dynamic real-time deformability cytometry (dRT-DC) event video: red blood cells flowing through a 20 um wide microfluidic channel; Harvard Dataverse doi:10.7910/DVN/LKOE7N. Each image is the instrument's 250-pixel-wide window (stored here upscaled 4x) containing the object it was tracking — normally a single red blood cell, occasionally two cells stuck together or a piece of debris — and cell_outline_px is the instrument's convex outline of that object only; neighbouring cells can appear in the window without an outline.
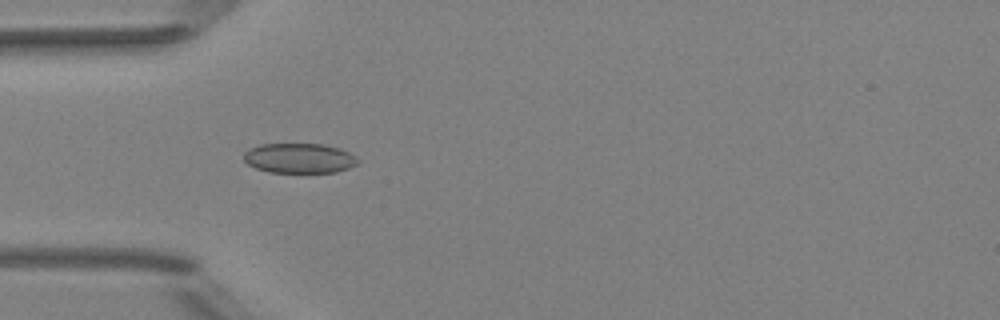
{"species": "Egyptian fruit bat (a non-hibernating species)", "species_latin": "Rousettus aegyptiacus", "temperature_condition": "room temperature", "stored_images_in_passage": 47, "camera_frame_rate_fps": 3000, "um_per_image_px": 0.085, "animal": {"sex": "female"}, "frame": {"image": 1, "passage_image": 12, "time_ms": 3.667, "image_size_px": [1000, 320], "cell_outline_px": [[360, 160], [356, 164], [348, 168], [336, 172], [268, 172], [256, 168], [248, 164], [244, 160], [244, 152], [248, 148], [260, 144], [324, 144], [340, 148], [356, 156]], "centroid_in_image_um": [25.43, 13.44], "position_along_channel_um": 59.6, "area_um2": 19.94}}
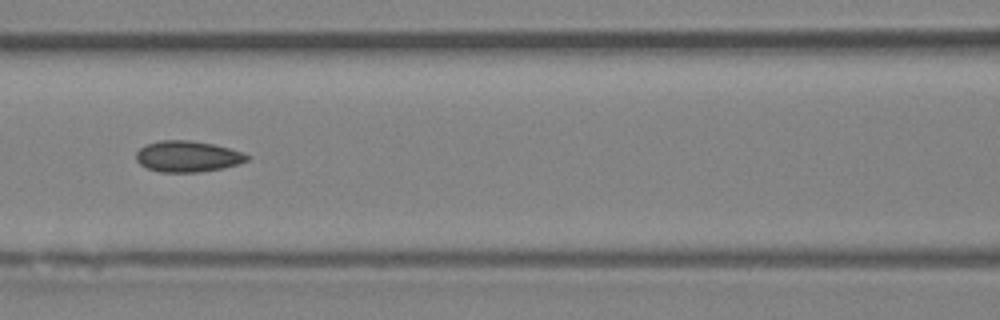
{"frame": {"image": 2, "passage_image": 19, "time_ms": 6.0, "image_size_px": [1000, 320], "cell_outline_px": [[248, 160], [224, 168], [196, 172], [160, 172], [148, 168], [140, 164], [136, 160], [136, 152], [144, 144], [160, 140], [192, 140], [212, 144], [228, 148], [240, 152], [248, 156]], "centroid_in_image_um": [15.88, 13.29], "position_along_channel_um": 150.7, "area_um2": 19.94}}
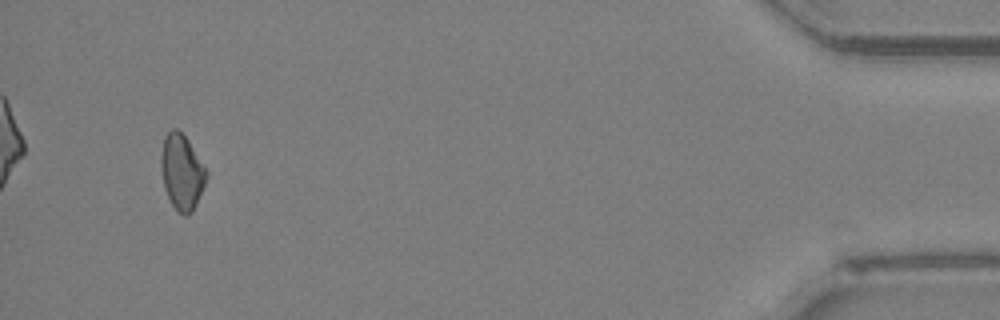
{"frame": {"image": 3, "passage_image": 45, "time_ms": 14.667, "image_size_px": [1000, 320], "cell_outline_px": [[208, 176], [196, 204], [192, 212], [184, 216], [176, 212], [164, 188], [160, 168], [160, 156], [164, 136], [172, 128], [176, 128], [188, 140], [208, 172]], "centroid_in_image_um": [15.43, 14.63], "position_along_channel_um": 419.8, "area_um2": 20.0}, "authors_computed_cell_mechanics": {"area_um2": 19.941, "velocity_mm_per_s": 4.016, "shape_relaxation_time_tau1_ms": null, "shape_relaxation_time_tau2_ms": 6.7583, "deformation_change_tau1": null, "deformation_change_tau2": 0.1089}}